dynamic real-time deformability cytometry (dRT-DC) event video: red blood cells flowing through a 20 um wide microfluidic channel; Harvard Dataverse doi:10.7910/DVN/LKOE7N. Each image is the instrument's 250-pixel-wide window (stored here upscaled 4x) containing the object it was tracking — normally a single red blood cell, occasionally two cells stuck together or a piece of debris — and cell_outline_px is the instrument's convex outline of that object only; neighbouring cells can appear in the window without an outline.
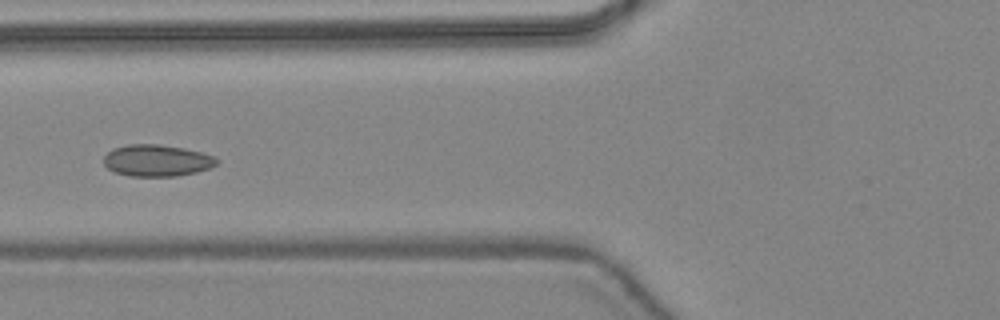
{"species": "common noctule bat (a hibernating species)", "species_latin": "Nyctalus noctula", "temperature_condition": "warm", "stored_images_in_passage": 31, "camera_frame_rate_fps": 3000, "um_per_image_px": 0.085, "animal": {"sex": "female", "body_mass_g": 24.6, "forearm_length_mm": 56.2}, "frame": {"image": 1, "passage_image": 5, "time_ms": 1.333, "image_size_px": [1000, 320], "cell_outline_px": [[220, 160], [216, 164], [208, 168], [196, 172], [176, 176], [132, 176], [116, 172], [108, 168], [104, 164], [104, 156], [112, 148], [128, 144], [160, 144], [184, 148], [216, 156]], "centroid_in_image_um": [13.34, 13.63], "position_along_channel_um": 112.5, "area_um2": 20.87}}